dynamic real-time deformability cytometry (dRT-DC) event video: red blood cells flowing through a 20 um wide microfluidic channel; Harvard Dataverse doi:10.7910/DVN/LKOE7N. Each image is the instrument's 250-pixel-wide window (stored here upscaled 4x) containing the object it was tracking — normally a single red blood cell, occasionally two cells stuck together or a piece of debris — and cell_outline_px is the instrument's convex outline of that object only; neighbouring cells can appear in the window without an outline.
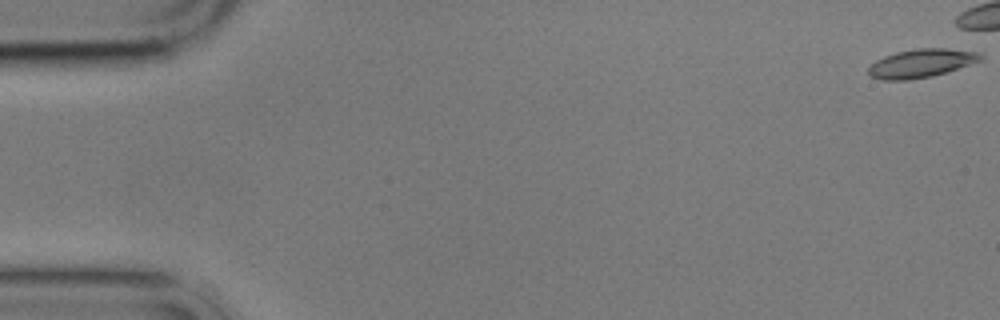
{"species": "common noctule bat (a hibernating species)", "species_latin": "Nyctalus noctula", "temperature_condition": "cold", "stored_images_in_passage": 8, "camera_frame_rate_fps": 3000, "um_per_image_px": 0.085, "animal": {"sex": "male", "body_mass_g": 17.9}, "frame": {"image": 1, "passage_image": 1, "time_ms": 0.0, "image_size_px": [1000, 320], "cell_outline_px": [[984, 60], [932, 76], [908, 80], [880, 80], [872, 76], [868, 72], [868, 68], [876, 60], [884, 56], [896, 52], [916, 48], [948, 48], [980, 52], [984, 56]], "centroid_in_image_um": [78.34, 5.36], "position_along_channel_um": 6.7, "area_um2": 18.73}}
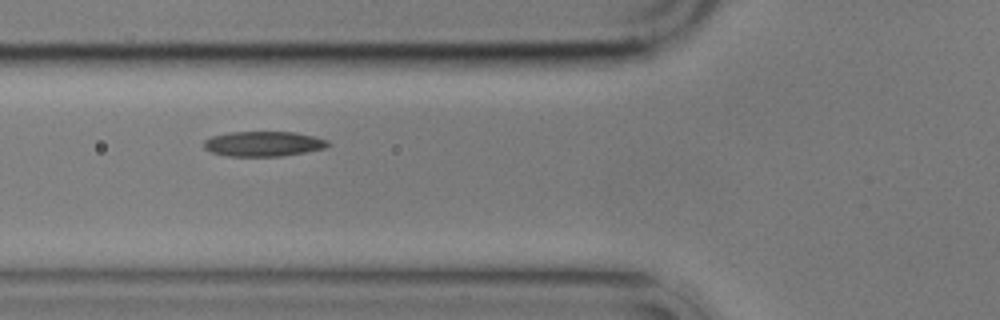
{"frame": {"image": 2, "passage_image": 7, "time_ms": 8.333, "image_size_px": [1000, 320], "cell_outline_px": [[332, 144], [328, 148], [280, 156], [228, 156], [212, 152], [204, 148], [204, 140], [212, 136], [228, 132], [296, 132], [328, 140]], "centroid_in_image_um": [22.42, 12.22], "position_along_channel_um": 103.4, "area_um2": 18.15}}
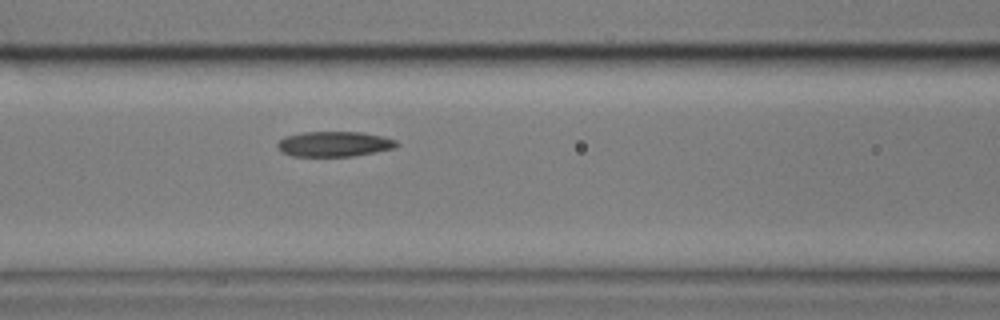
{"frame": {"image": 3, "passage_image": 8, "time_ms": 9.333, "image_size_px": [1000, 320], "cell_outline_px": [[400, 144], [396, 148], [376, 152], [352, 156], [292, 156], [280, 152], [276, 148], [276, 144], [284, 136], [304, 132], [364, 132], [384, 136], [396, 140]], "centroid_in_image_um": [28.42, 12.24], "position_along_channel_um": 138.2, "area_um2": 17.8}}